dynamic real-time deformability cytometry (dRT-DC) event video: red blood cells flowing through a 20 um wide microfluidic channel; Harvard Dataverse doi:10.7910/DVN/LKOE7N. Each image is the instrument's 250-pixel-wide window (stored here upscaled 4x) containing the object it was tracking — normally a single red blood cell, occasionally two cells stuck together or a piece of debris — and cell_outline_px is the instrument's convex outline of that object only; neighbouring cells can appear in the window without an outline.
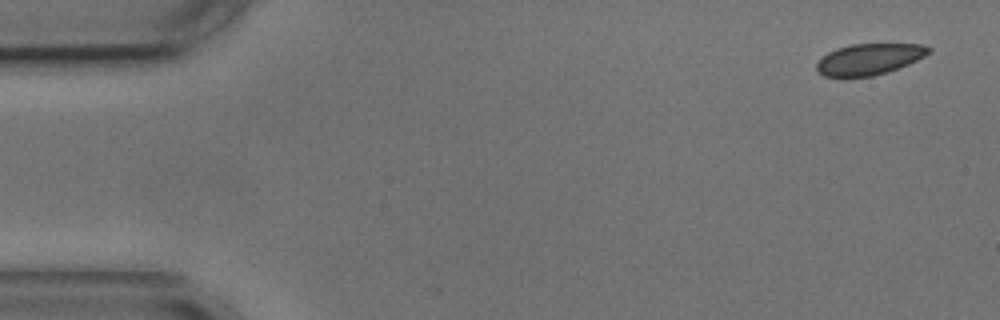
{"species": "common noctule bat (a hibernating species)", "species_latin": "Nyctalus noctula", "temperature_condition": "cold", "stored_images_in_passage": 5, "camera_frame_rate_fps": 3000, "um_per_image_px": 0.085, "animal": {"sex": "male", "body_mass_g": 17.9, "forearm_length_mm": 54.2}, "frame": {"image": 1, "passage_image": 1, "time_ms": 0.0, "image_size_px": [1000, 320], "cell_outline_px": [[932, 52], [908, 64], [888, 72], [872, 76], [824, 76], [816, 68], [816, 64], [828, 52], [836, 48], [852, 44], [920, 44], [932, 48]], "centroid_in_image_um": [73.91, 5.02], "position_along_channel_um": 11.1, "area_um2": 20.11}}
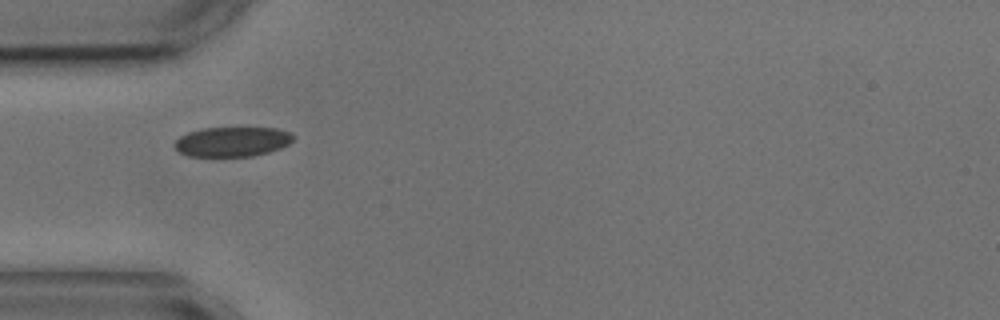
{"frame": {"image": 2, "passage_image": 4, "time_ms": 4.667, "image_size_px": [1000, 320], "cell_outline_px": [[296, 136], [288, 144], [280, 148], [268, 152], [252, 156], [188, 156], [180, 152], [172, 144], [180, 136], [188, 132], [204, 128], [276, 128], [292, 132]], "centroid_in_image_um": [19.75, 12.04], "position_along_channel_um": 65.2, "area_um2": 20.58}}